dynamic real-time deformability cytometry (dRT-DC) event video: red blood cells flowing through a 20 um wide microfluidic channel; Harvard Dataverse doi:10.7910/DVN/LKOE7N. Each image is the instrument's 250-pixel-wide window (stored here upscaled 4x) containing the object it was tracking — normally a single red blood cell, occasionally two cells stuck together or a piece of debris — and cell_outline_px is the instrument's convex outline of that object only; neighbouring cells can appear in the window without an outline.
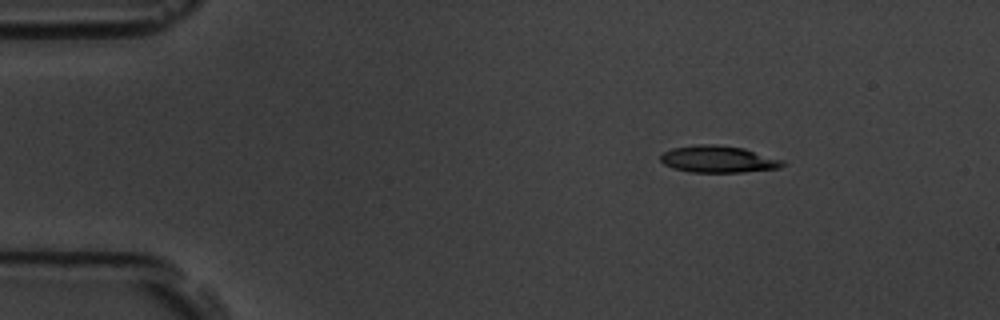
{"species": "common noctule bat (a hibernating species)", "species_latin": "Nyctalus noctula", "temperature_condition": "room temperature", "stored_images_in_passage": 13, "camera_frame_rate_fps": 3000, "um_per_image_px": 0.085, "animal": {"sex": "male", "body_mass_g": 19.5, "forearm_length_mm": 54.6}, "frame": {"image": 1, "passage_image": 1, "time_ms": 0.0, "image_size_px": [1000, 320], "cell_outline_px": [[788, 164], [780, 168], [744, 172], [692, 172], [672, 168], [664, 164], [660, 160], [660, 156], [664, 152], [672, 148], [700, 144], [716, 144], [744, 148], [784, 160]], "centroid_in_image_um": [61.09, 13.53], "position_along_channel_um": 23.9, "area_um2": 19.25}}
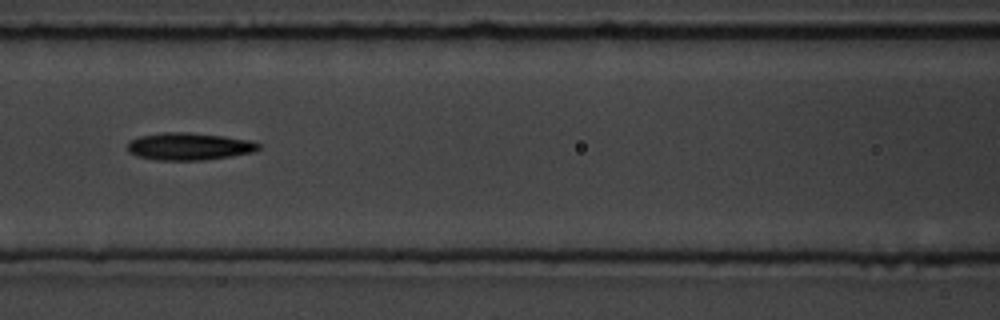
{"frame": {"image": 2, "passage_image": 5, "time_ms": 5.667, "image_size_px": [1000, 320], "cell_outline_px": [[260, 148], [252, 152], [232, 156], [204, 160], [156, 160], [136, 156], [128, 152], [128, 140], [140, 136], [160, 132], [188, 132], [224, 136], [248, 140], [260, 144]], "centroid_in_image_um": [16.02, 12.44], "position_along_channel_um": 150.6, "area_um2": 20.98}}
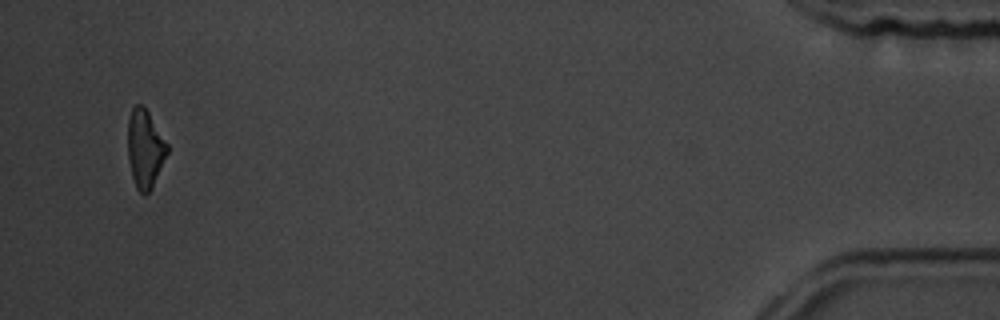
{"frame": {"image": 3, "passage_image": 13, "time_ms": 15.667, "image_size_px": [1000, 320], "cell_outline_px": [[168, 152], [152, 188], [144, 196], [136, 188], [132, 176], [128, 156], [128, 116], [132, 108], [136, 104], [140, 104], [148, 112], [168, 144]], "centroid_in_image_um": [12.32, 12.65], "position_along_channel_um": 422.9, "area_um2": 17.86}, "authors_computed_cell_mechanics": {"area_um2": 19.8254, "velocity_mm_per_s": 3.5614, "shape_relaxation_time_tau1_ms": 2.9162, "shape_relaxation_time_tau2_ms": null, "deformation_change_tau1": 0.1091, "deformation_change_tau2": null}}